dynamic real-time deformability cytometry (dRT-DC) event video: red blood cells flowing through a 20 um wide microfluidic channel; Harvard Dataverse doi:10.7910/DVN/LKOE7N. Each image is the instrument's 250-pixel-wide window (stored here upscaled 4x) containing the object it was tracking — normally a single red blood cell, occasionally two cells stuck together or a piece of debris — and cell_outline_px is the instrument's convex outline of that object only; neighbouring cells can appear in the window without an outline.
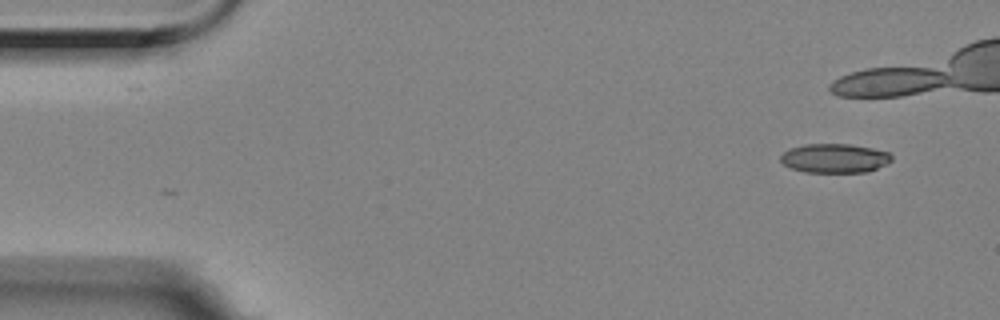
{"species": "Egyptian fruit bat (a non-hibernating species)", "species_latin": "Rousettus aegyptiacus", "temperature_condition": "room temperature", "stored_images_in_passage": 41, "camera_frame_rate_fps": 3000, "um_per_image_px": 0.085, "animal": {"sex": "female"}, "frame": {"image": 1, "passage_image": 1, "time_ms": 0.0, "image_size_px": [1000, 320], "cell_outline_px": [[892, 160], [888, 164], [868, 172], [804, 172], [792, 168], [784, 164], [780, 160], [780, 156], [784, 152], [792, 148], [804, 144], [848, 144], [872, 148], [888, 152], [892, 156]], "centroid_in_image_um": [70.97, 13.45], "position_along_channel_um": 14.0, "area_um2": 18.84}}